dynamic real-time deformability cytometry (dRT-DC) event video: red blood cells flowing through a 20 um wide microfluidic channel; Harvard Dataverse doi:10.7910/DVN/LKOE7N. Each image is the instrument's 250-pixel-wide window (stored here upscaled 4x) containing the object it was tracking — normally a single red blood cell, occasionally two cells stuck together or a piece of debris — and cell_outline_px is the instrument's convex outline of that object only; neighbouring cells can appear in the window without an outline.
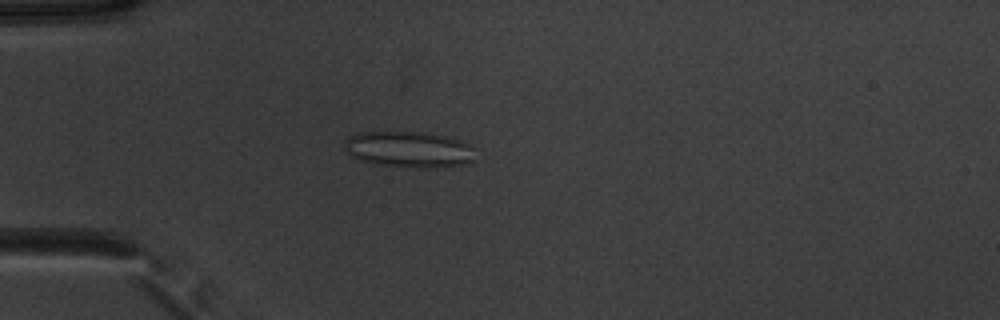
{"species": "common noctule bat (a hibernating species)", "species_latin": "Nyctalus noctula", "temperature_condition": "warm", "stored_images_in_passage": 52, "camera_frame_rate_fps": 3000, "um_per_image_px": 0.085, "animal": {"sex": "male", "body_mass_g": 20.1, "forearm_length_mm": 53.5}, "frame": {"image": 1, "passage_image": 15, "time_ms": 4.667, "image_size_px": [1000, 320], "cell_outline_px": [[476, 160], [464, 164], [432, 168], [420, 168], [372, 164], [352, 156], [344, 148], [344, 144], [348, 136], [356, 132], [424, 132], [444, 136], [460, 140], [472, 144], [476, 148]], "centroid_in_image_um": [34.81, 12.7], "position_along_channel_um": 50.2, "area_um2": 27.98}}
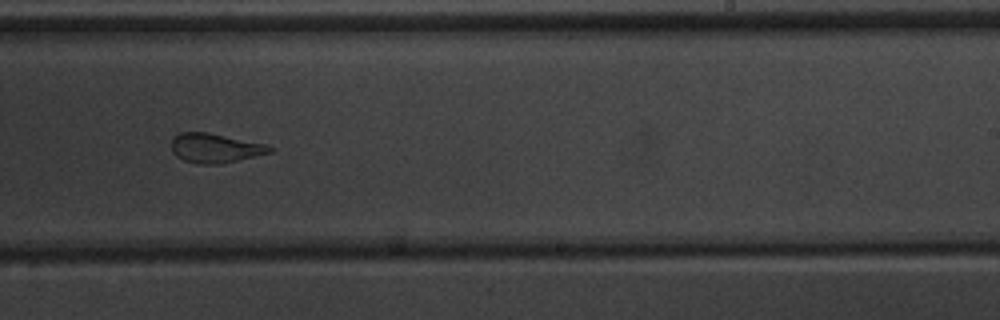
{"frame": {"image": 2, "passage_image": 33, "time_ms": 10.667, "image_size_px": [1000, 320], "cell_outline_px": [[276, 148], [272, 152], [220, 164], [200, 164], [184, 160], [176, 156], [172, 152], [172, 136], [180, 132], [208, 132], [264, 144]], "centroid_in_image_um": [18.26, 12.58], "position_along_channel_um": 270.7, "area_um2": 16.76}}
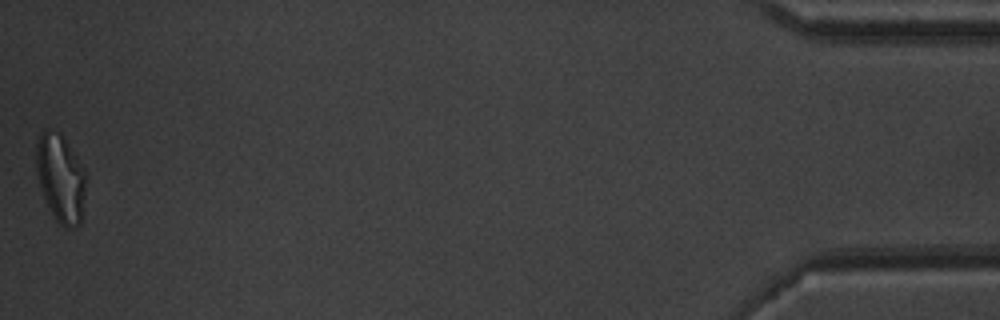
{"frame": {"image": 3, "passage_image": 52, "time_ms": 17.0, "image_size_px": [1000, 320], "cell_outline_px": [[84, 196], [80, 224], [76, 228], [64, 228], [56, 220], [44, 196], [40, 184], [36, 168], [36, 144], [44, 128], [48, 128], [60, 132], [84, 168]], "centroid_in_image_um": [5.14, 15.12], "position_along_channel_um": 430.1, "area_um2": 25.09}, "authors_computed_cell_mechanics": {"area_um2": 21.6461, "velocity_mm_per_s": 3.9219, "shape_relaxation_time_tau1_ms": null, "shape_relaxation_time_tau2_ms": 1.1818, "deformation_change_tau1": null, "deformation_change_tau2": 0.1023}}